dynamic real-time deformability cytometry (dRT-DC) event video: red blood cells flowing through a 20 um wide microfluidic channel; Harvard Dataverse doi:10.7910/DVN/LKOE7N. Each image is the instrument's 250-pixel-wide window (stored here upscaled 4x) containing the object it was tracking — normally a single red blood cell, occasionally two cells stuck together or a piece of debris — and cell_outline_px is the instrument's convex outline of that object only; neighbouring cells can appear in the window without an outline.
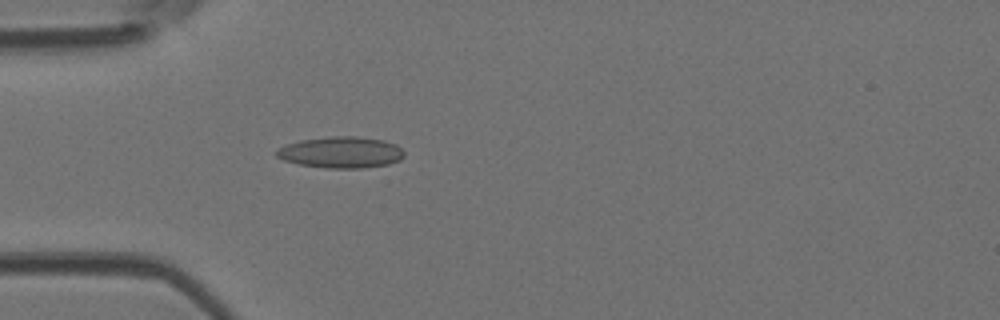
{"species": "Egyptian fruit bat (a non-hibernating species)", "species_latin": "Rousettus aegyptiacus", "temperature_condition": "room temperature", "stored_images_in_passage": 1, "camera_frame_rate_fps": 3000, "um_per_image_px": 0.085, "animal": {"sex": "female"}, "frame": {"image": 1, "passage_image": 1, "time_ms": 0.0, "image_size_px": [1000, 320], "cell_outline_px": [[404, 156], [400, 160], [388, 164], [364, 168], [324, 168], [300, 164], [284, 160], [276, 156], [276, 148], [300, 140], [332, 136], [356, 136], [384, 140], [396, 144], [404, 152]], "centroid_in_image_um": [28.99, 12.95], "position_along_channel_um": 56.0, "area_um2": 23.35}}